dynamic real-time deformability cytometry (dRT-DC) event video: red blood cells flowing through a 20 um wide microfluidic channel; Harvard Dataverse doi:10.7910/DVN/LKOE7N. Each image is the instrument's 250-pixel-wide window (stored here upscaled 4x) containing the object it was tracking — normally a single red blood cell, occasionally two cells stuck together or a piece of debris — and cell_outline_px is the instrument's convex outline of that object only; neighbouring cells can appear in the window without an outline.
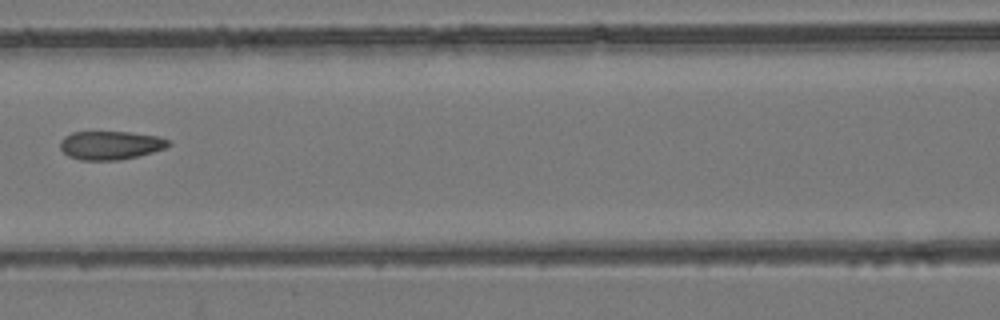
{"species": "common noctule bat (a hibernating species)", "species_latin": "Nyctalus noctula", "temperature_condition": "room temperature", "stored_images_in_passage": 4, "camera_frame_rate_fps": 3000, "um_per_image_px": 0.085, "animal": {"sex": "female", "body_mass_g": 24.6, "forearm_length_mm": 56.2}, "frame": {"image": 1, "passage_image": 4, "time_ms": 3.667, "image_size_px": [1000, 320], "cell_outline_px": [[172, 144], [164, 148], [140, 156], [120, 160], [80, 160], [68, 156], [60, 148], [60, 140], [64, 136], [72, 132], [128, 132], [160, 136], [168, 140]], "centroid_in_image_um": [9.39, 12.35], "position_along_channel_um": 157.2, "area_um2": 18.15}}